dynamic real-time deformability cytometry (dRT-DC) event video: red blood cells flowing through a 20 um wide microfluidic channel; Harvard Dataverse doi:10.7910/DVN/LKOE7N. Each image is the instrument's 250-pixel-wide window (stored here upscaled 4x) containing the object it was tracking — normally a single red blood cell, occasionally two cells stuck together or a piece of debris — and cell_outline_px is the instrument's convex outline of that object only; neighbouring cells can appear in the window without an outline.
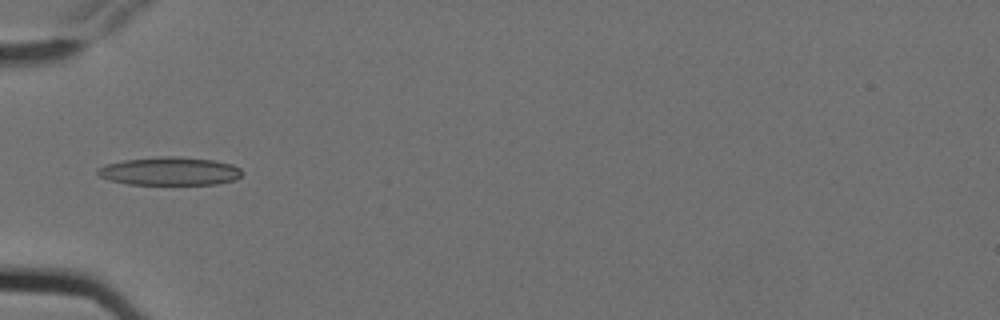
{"species": "Egyptian fruit bat (a non-hibernating species)", "species_latin": "Rousettus aegyptiacus", "temperature_condition": "cold", "stored_images_in_passage": 8, "camera_frame_rate_fps": 3000, "um_per_image_px": 0.085, "animal": {"sex": "female"}, "frame": {"image": 1, "passage_image": 6, "time_ms": 1.667, "image_size_px": [1000, 320], "cell_outline_px": [[244, 172], [236, 180], [216, 184], [128, 184], [108, 180], [100, 176], [96, 172], [96, 168], [104, 164], [124, 160], [156, 156], [180, 156], [212, 160], [232, 164], [240, 168]], "centroid_in_image_um": [14.41, 14.54], "position_along_channel_um": 70.6, "area_um2": 24.04}}
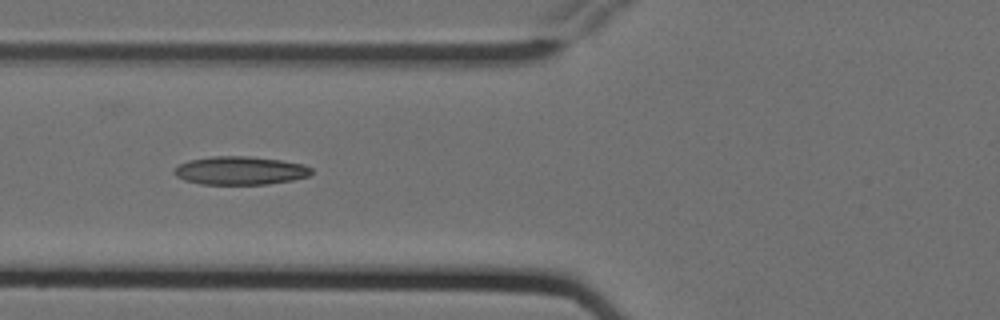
{"frame": {"image": 2, "passage_image": 7, "time_ms": 2.0, "image_size_px": [1000, 320], "cell_outline_px": [[312, 172], [308, 176], [292, 180], [268, 184], [200, 184], [184, 180], [176, 176], [172, 172], [180, 164], [188, 160], [212, 156], [248, 156], [280, 160], [304, 164], [312, 168]], "centroid_in_image_um": [20.41, 14.5], "position_along_channel_um": 105.4, "area_um2": 22.66}}
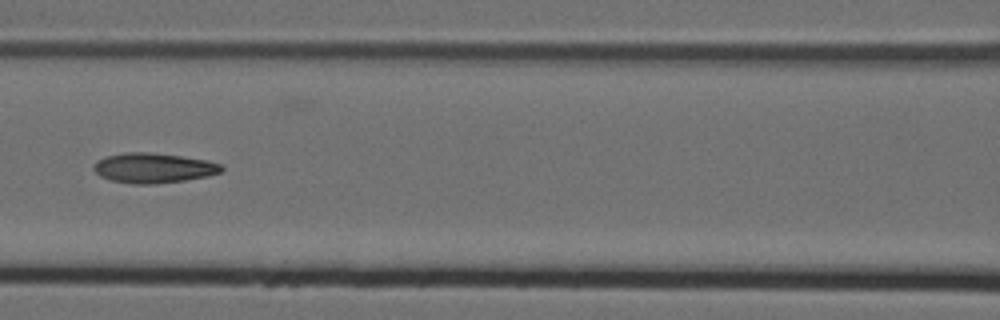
{"frame": {"image": 3, "passage_image": 8, "time_ms": 2.333, "image_size_px": [1000, 320], "cell_outline_px": [[224, 168], [220, 172], [208, 176], [184, 180], [156, 184], [132, 184], [112, 180], [100, 176], [92, 168], [92, 164], [96, 160], [108, 156], [124, 152], [148, 152], [180, 156], [208, 160], [220, 164]], "centroid_in_image_um": [13.02, 14.27], "position_along_channel_um": 153.6, "area_um2": 22.31}}